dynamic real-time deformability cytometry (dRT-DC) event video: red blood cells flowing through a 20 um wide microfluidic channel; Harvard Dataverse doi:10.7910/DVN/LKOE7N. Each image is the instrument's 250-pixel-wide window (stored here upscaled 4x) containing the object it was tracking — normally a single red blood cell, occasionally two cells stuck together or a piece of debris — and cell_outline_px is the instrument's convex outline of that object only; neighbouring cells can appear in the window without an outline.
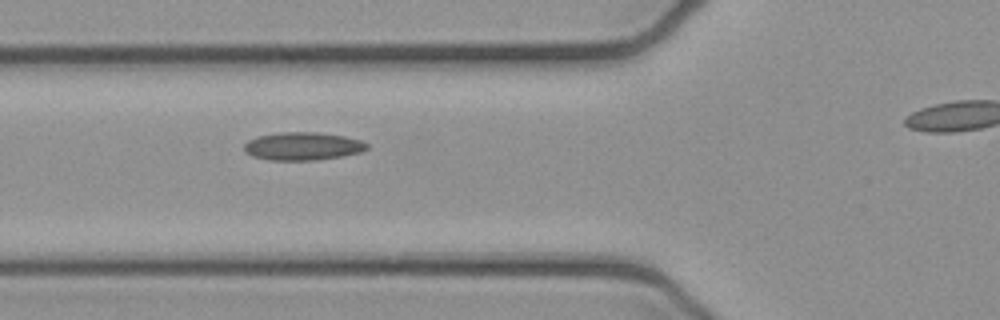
{"species": "common noctule bat (a hibernating species)", "species_latin": "Nyctalus noctula", "temperature_condition": "cold", "stored_images_in_passage": 6, "segment_of_instrument_passage": [1, 2], "camera_frame_rate_fps": 3000, "um_per_image_px": 0.085, "animal": {"sex": "female", "body_mass_g": 21.9}, "frame": {"image": 1, "passage_image": 5, "time_ms": 1.333, "image_size_px": [1000, 320], "cell_outline_px": [[368, 148], [360, 152], [340, 156], [316, 160], [268, 160], [252, 156], [244, 152], [244, 144], [248, 140], [256, 136], [280, 132], [320, 132], [344, 136], [360, 140], [368, 144]], "centroid_in_image_um": [25.69, 12.42], "position_along_channel_um": 100.1, "area_um2": 20.11}}